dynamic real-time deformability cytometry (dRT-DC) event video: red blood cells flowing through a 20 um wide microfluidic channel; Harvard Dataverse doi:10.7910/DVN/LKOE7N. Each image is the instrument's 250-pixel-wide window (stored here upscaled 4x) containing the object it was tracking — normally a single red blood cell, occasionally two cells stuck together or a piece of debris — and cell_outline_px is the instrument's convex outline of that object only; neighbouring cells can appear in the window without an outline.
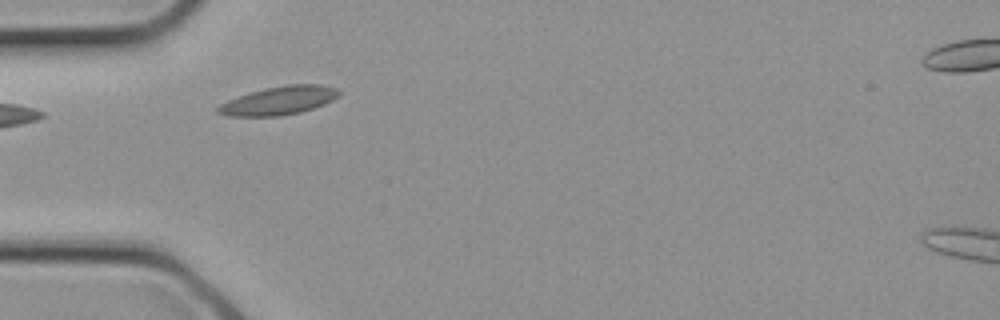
{"species": "common noctule bat (a hibernating species)", "species_latin": "Nyctalus noctula", "temperature_condition": "cold", "stored_images_in_passage": 2, "camera_frame_rate_fps": 3000, "um_per_image_px": 0.085, "animal": {"sex": "female", "body_mass_g": 21.9}, "frame": {"image": 1, "passage_image": 2, "time_ms": 0.333, "image_size_px": [1000, 320], "cell_outline_px": [[340, 92], [332, 100], [324, 104], [300, 112], [280, 116], [228, 116], [216, 112], [216, 108], [220, 104], [228, 100], [264, 88], [288, 84], [320, 84], [336, 88]], "centroid_in_image_um": [23.69, 8.55], "position_along_channel_um": 61.3, "area_um2": 19.83}}